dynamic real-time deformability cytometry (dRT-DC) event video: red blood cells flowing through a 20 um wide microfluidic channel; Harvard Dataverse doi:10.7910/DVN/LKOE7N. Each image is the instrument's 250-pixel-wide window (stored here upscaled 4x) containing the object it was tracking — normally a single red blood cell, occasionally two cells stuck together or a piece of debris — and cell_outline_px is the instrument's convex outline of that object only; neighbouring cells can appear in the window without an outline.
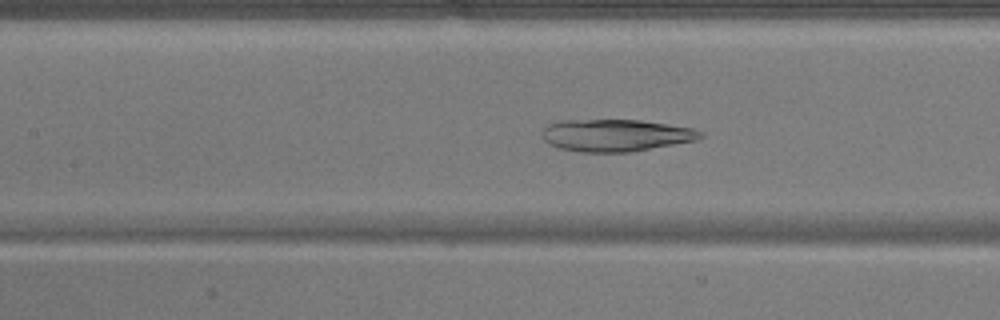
{"species": "common noctule bat (a hibernating species)", "species_latin": "Nyctalus noctula", "temperature_condition": "warm", "stored_images_in_passage": 50, "camera_frame_rate_fps": 3000, "um_per_image_px": 0.085, "animal": {"sex": "male", "body_mass_g": 17.9}, "frame": {"image": 1, "passage_image": 23, "time_ms": 7.333, "image_size_px": [1000, 320], "cell_outline_px": [[704, 136], [700, 140], [632, 152], [580, 152], [560, 148], [548, 144], [544, 140], [540, 132], [548, 124], [560, 120], [640, 120], [668, 124], [692, 128], [704, 132]], "centroid_in_image_um": [52.36, 11.5], "position_along_channel_um": 155.0, "area_um2": 30.06}}
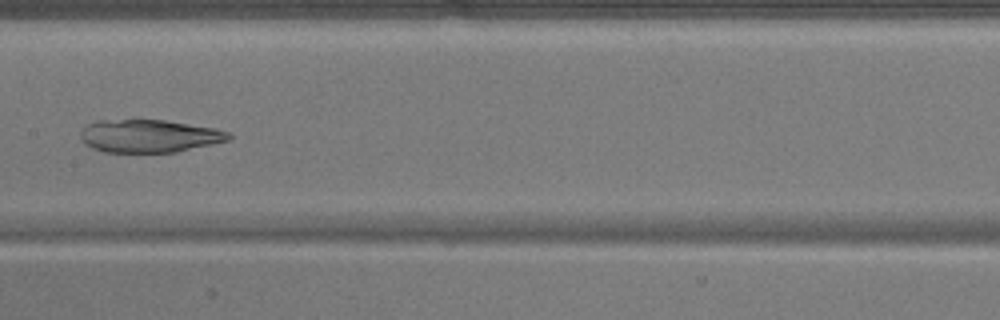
{"frame": {"image": 2, "passage_image": 26, "time_ms": 8.333, "image_size_px": [1000, 320], "cell_outline_px": [[232, 136], [228, 140], [212, 144], [176, 152], [104, 152], [92, 148], [84, 144], [80, 136], [80, 132], [88, 124], [96, 120], [164, 120], [216, 128], [228, 132]], "centroid_in_image_um": [12.66, 11.56], "position_along_channel_um": 194.7, "area_um2": 28.32}}
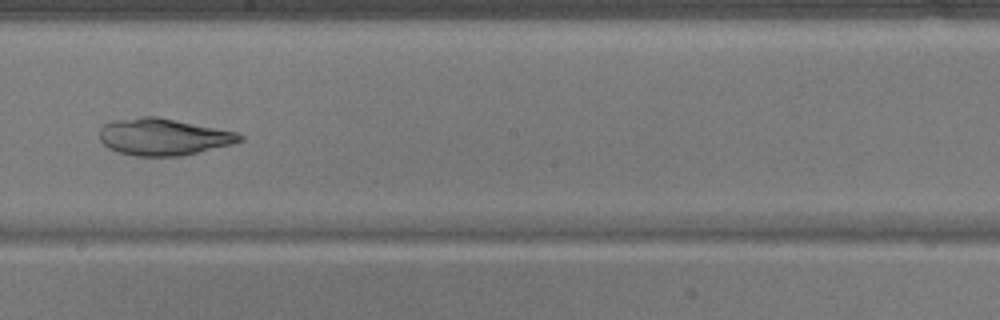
{"frame": {"image": 3, "passage_image": 29, "time_ms": 9.333, "image_size_px": [1000, 320], "cell_outline_px": [[244, 140], [232, 144], [180, 156], [136, 156], [116, 152], [108, 148], [100, 140], [100, 128], [108, 120], [140, 116], [156, 116], [236, 132], [244, 136]], "centroid_in_image_um": [13.83, 11.62], "position_along_channel_um": 234.4, "area_um2": 30.23}}